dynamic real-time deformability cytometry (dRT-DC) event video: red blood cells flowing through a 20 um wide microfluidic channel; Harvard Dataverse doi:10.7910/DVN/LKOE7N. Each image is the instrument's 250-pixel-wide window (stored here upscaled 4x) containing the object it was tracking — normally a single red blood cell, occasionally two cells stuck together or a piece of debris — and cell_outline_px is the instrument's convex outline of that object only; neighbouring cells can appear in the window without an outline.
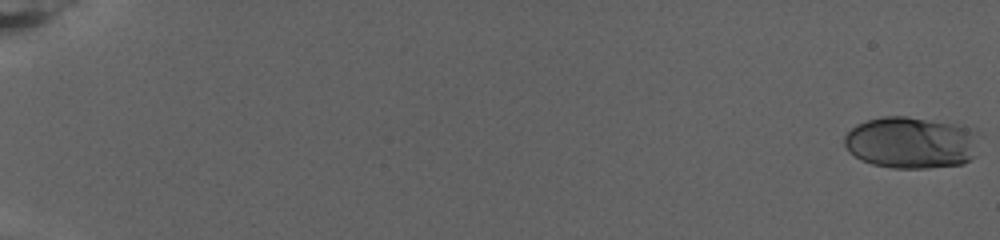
{"species": "human", "species_latin": "Homo sapiens", "temperature_condition": "warm", "stored_images_in_passage": 84, "camera_frame_rate_fps": 3000, "um_per_image_px": 0.085, "donor": {"sex": "female"}, "frame": {"image": 1, "passage_image": 1, "time_ms": 0.0, "image_size_px": [1000, 240], "cell_outline_px": [[976, 156], [964, 164], [928, 168], [892, 168], [872, 164], [860, 160], [848, 152], [844, 144], [844, 136], [856, 124], [868, 120], [884, 116], [908, 116], [956, 124], [968, 128], [976, 132]], "centroid_in_image_um": [77.42, 12.13], "position_along_channel_um": 7.6, "area_um2": 40.92}}
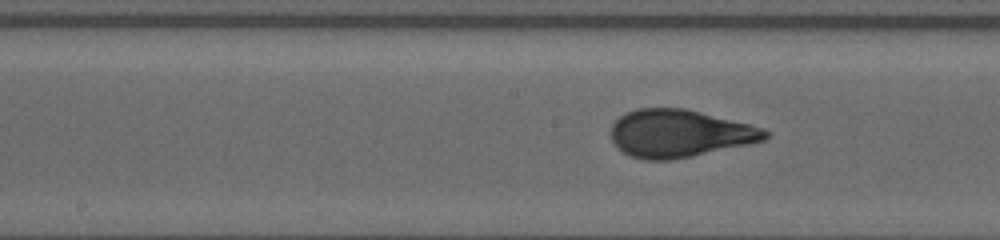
{"frame": {"image": 2, "passage_image": 47, "time_ms": 15.333, "image_size_px": [1000, 240], "cell_outline_px": [[768, 136], [764, 140], [748, 144], [692, 156], [672, 160], [644, 160], [628, 156], [616, 148], [608, 132], [612, 124], [620, 116], [636, 108], [684, 108], [764, 128], [768, 132]], "centroid_in_image_um": [57.67, 11.35], "position_along_channel_um": 190.5, "area_um2": 42.83}}
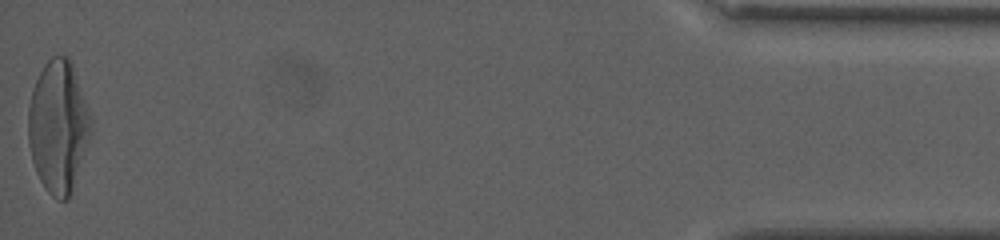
{"frame": {"image": 3, "passage_image": 84, "time_ms": 27.667, "image_size_px": [1000, 240], "cell_outline_px": [[92, 132], [68, 200], [56, 200], [44, 188], [36, 172], [32, 160], [28, 144], [28, 108], [32, 88], [44, 64], [52, 56], [68, 56], [72, 64], [92, 116]], "centroid_in_image_um": [4.95, 10.75], "position_along_channel_um": 430.3, "area_um2": 48.44}, "authors_computed_cell_mechanics": {"area_um2": 41.7605, "velocity_mm_per_s": 2.5933, "shape_relaxation_time_tau1_ms": 8.4393, "shape_relaxation_time_tau2_ms": null, "deformation_change_tau1": 0.2716, "deformation_change_tau2": null}}